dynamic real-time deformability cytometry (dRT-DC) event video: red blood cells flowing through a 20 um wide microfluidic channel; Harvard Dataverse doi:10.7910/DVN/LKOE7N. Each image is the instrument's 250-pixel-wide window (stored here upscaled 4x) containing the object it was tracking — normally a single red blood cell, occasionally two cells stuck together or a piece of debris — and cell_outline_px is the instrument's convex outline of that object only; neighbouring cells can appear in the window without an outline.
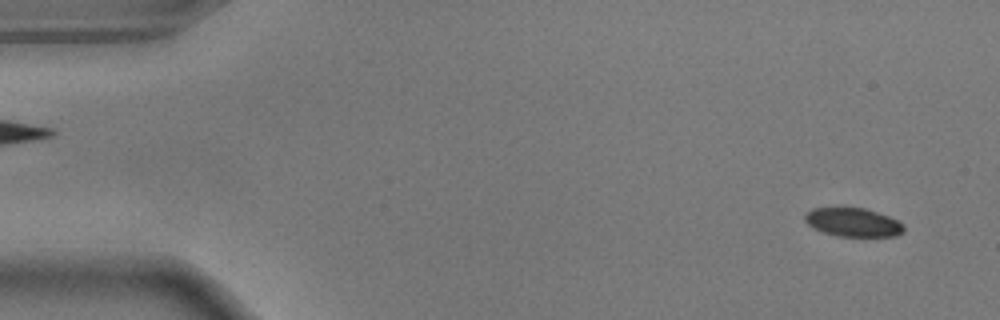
{"species": "common noctule bat (a hibernating species)", "species_latin": "Nyctalus noctula", "temperature_condition": "warm", "stored_images_in_passage": 55, "camera_frame_rate_fps": 3000, "um_per_image_px": 0.085, "animal": {"sex": "male", "body_mass_g": 17.9}, "frame": {"image": 1, "passage_image": 3, "time_ms": 0.667, "image_size_px": [1000, 320], "cell_outline_px": [[904, 232], [896, 236], [836, 236], [812, 228], [804, 220], [804, 216], [812, 208], [864, 208], [888, 216], [904, 224]], "centroid_in_image_um": [72.51, 18.9], "position_along_channel_um": 12.5, "area_um2": 16.42}}
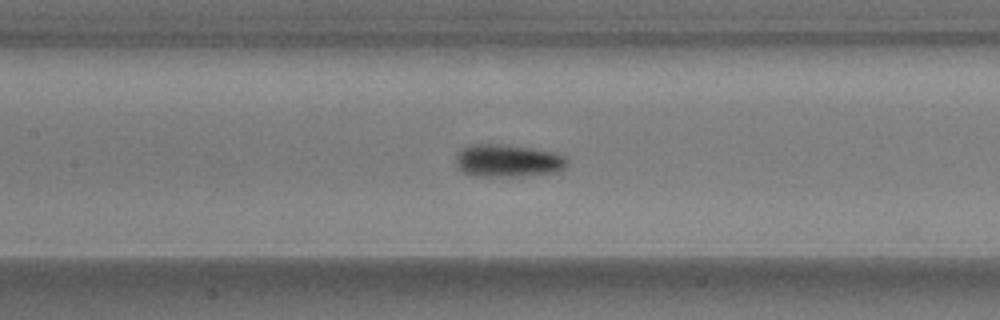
{"frame": {"image": 2, "passage_image": 25, "time_ms": 8.0, "image_size_px": [1000, 320], "cell_outline_px": [[568, 164], [560, 172], [516, 176], [472, 176], [464, 172], [456, 164], [456, 156], [460, 148], [468, 144], [504, 144], [532, 148], [556, 152], [564, 156], [568, 160]], "centroid_in_image_um": [43.18, 13.65], "position_along_channel_um": 164.2, "area_um2": 21.44}}
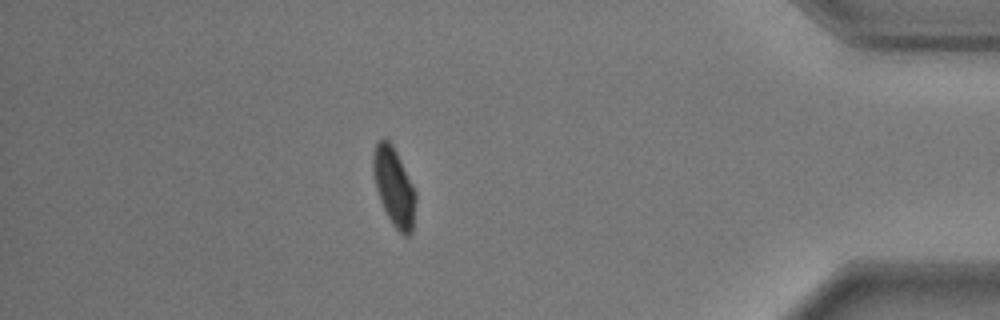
{"frame": {"image": 3, "passage_image": 48, "time_ms": 15.667, "image_size_px": [1000, 320], "cell_outline_px": [[416, 200], [412, 232], [408, 236], [404, 236], [392, 224], [380, 200], [376, 188], [372, 172], [372, 156], [376, 144], [380, 140], [388, 140], [396, 152], [416, 192]], "centroid_in_image_um": [33.49, 15.91], "position_along_channel_um": 401.7, "area_um2": 19.13}, "authors_computed_cell_mechanics": {"area_um2": 19.363, "velocity_mm_per_s": 3.6482, "shape_relaxation_time_tau1_ms": 2.4083, "shape_relaxation_time_tau2_ms": 3.1449, "deformation_change_tau1": 0.1452, "deformation_change_tau2": 0.0694}}